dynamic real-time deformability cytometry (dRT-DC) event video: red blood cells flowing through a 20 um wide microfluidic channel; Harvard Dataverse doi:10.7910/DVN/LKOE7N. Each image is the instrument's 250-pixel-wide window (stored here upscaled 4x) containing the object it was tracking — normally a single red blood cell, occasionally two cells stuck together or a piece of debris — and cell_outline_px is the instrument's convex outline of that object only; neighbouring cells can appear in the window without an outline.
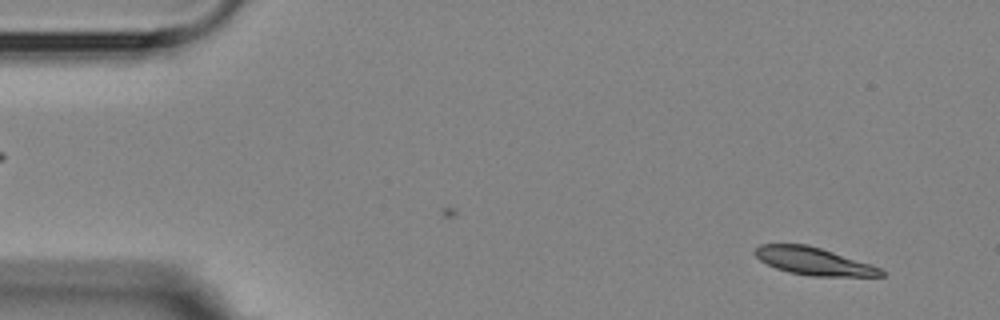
{"species": "Egyptian fruit bat (a non-hibernating species)", "species_latin": "Rousettus aegyptiacus", "temperature_condition": "room temperature", "stored_images_in_passage": 4, "camera_frame_rate_fps": 3000, "um_per_image_px": 0.085, "animal": {"sex": "female"}, "frame": {"image": 1, "passage_image": 1, "time_ms": 0.0, "image_size_px": [1000, 320], "cell_outline_px": [[884, 276], [812, 276], [788, 272], [776, 268], [760, 260], [752, 252], [760, 244], [808, 244], [880, 268], [884, 272]], "centroid_in_image_um": [69.1, 22.2], "position_along_channel_um": 15.9, "area_um2": 19.88}}
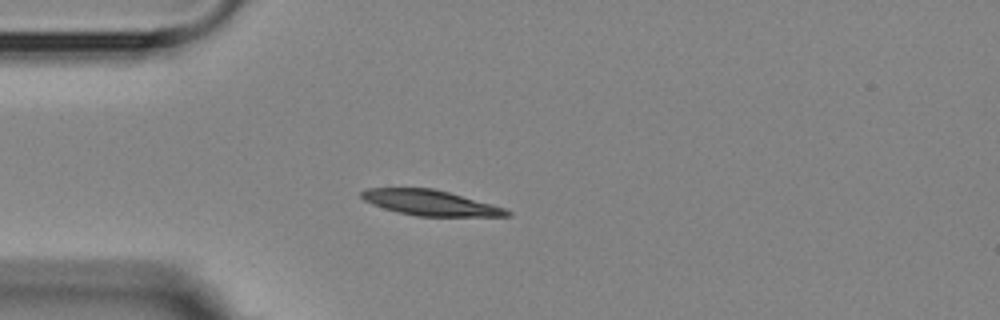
{"frame": {"image": 2, "passage_image": 4, "time_ms": 3.333, "image_size_px": [1000, 320], "cell_outline_px": [[512, 216], [416, 216], [396, 212], [372, 204], [364, 200], [360, 196], [360, 192], [368, 188], [432, 188], [448, 192], [492, 204], [504, 208], [512, 212]], "centroid_in_image_um": [36.56, 17.24], "position_along_channel_um": 48.4, "area_um2": 21.39}}